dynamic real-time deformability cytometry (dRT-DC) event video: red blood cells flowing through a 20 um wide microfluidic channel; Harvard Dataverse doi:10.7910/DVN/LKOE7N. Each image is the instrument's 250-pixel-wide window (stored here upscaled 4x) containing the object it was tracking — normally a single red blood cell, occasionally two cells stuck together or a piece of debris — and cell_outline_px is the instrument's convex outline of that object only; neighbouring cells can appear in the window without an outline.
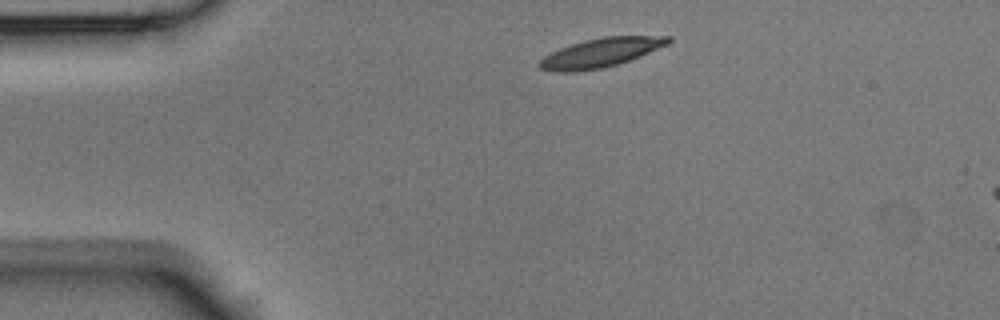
{"species": "Egyptian fruit bat (a non-hibernating species)", "species_latin": "Rousettus aegyptiacus", "temperature_condition": "room temperature", "stored_images_in_passage": 3, "camera_frame_rate_fps": 3000, "um_per_image_px": 0.085, "animal": {"sex": "male"}, "frame": {"image": 1, "passage_image": 1, "time_ms": 0.0, "image_size_px": [1000, 320], "cell_outline_px": [[672, 40], [668, 44], [640, 56], [604, 68], [572, 72], [556, 72], [540, 68], [536, 64], [544, 56], [560, 48], [584, 40], [604, 36], [672, 36]], "centroid_in_image_um": [51.05, 4.48], "position_along_channel_um": 34.0, "area_um2": 21.68}}